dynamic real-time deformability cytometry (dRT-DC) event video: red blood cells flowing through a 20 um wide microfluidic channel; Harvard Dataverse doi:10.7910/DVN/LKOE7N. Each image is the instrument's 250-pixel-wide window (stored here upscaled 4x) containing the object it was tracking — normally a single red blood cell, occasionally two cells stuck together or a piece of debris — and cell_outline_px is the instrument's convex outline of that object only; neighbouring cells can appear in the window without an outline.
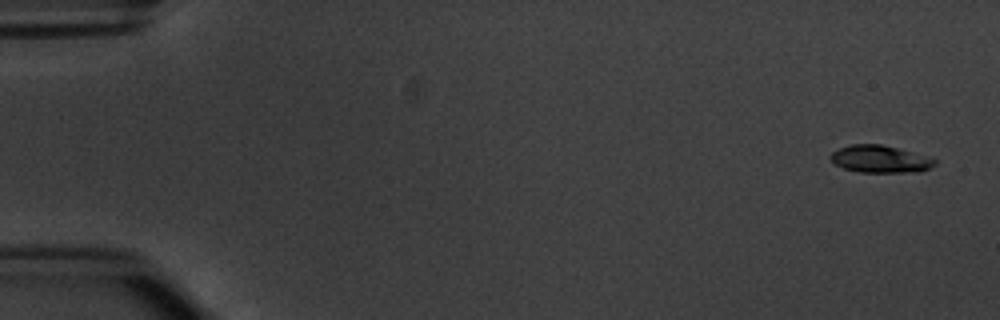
{"species": "common noctule bat (a hibernating species)", "species_latin": "Nyctalus noctula", "temperature_condition": "warm", "stored_images_in_passage": 4, "camera_frame_rate_fps": 3000, "um_per_image_px": 0.085, "animal": {"sex": "male", "body_mass_g": 20.1, "forearm_length_mm": 53.5}, "frame": {"image": 1, "passage_image": 1, "time_ms": 0.0, "image_size_px": [1000, 320], "cell_outline_px": [[936, 164], [920, 172], [860, 172], [844, 168], [836, 164], [828, 156], [832, 152], [840, 148], [852, 144], [880, 144], [896, 148], [936, 160]], "centroid_in_image_um": [74.76, 13.53], "position_along_channel_um": 10.2, "area_um2": 16.18}}